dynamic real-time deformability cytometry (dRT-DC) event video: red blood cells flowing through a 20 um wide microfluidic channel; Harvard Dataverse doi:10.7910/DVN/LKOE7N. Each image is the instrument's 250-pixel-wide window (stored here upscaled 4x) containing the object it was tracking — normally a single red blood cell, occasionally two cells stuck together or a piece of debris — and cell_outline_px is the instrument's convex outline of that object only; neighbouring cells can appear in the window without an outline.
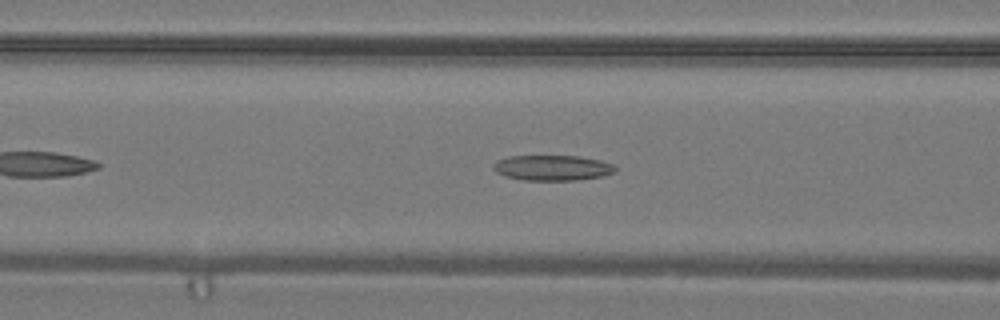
{"species": "common noctule bat (a hibernating species)", "species_latin": "Nyctalus noctula", "temperature_condition": "warm", "stored_images_in_passage": 29, "camera_frame_rate_fps": 3000, "um_per_image_px": 0.085, "animal": {"sex": "male", "body_mass_g": 19.2, "forearm_length_mm": 51.8}, "frame": {"image": 1, "passage_image": 5, "time_ms": 1.333, "image_size_px": [1000, 320], "cell_outline_px": [[616, 172], [604, 176], [576, 180], [520, 180], [504, 176], [496, 172], [492, 168], [492, 164], [496, 160], [508, 156], [576, 156], [600, 160], [612, 164], [616, 168]], "centroid_in_image_um": [46.91, 14.27], "position_along_channel_um": 119.7, "area_um2": 18.21}}
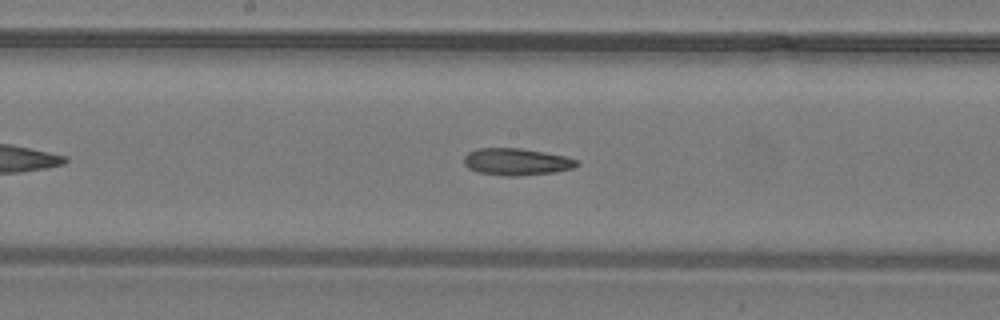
{"frame": {"image": 2, "passage_image": 10, "time_ms": 3.0, "image_size_px": [1000, 320], "cell_outline_px": [[580, 164], [572, 168], [556, 172], [516, 176], [504, 176], [476, 172], [468, 168], [464, 164], [464, 156], [468, 152], [476, 148], [520, 148], [544, 152], [564, 156], [576, 160]], "centroid_in_image_um": [43.86, 13.75], "position_along_channel_um": 204.3, "area_um2": 17.8}}
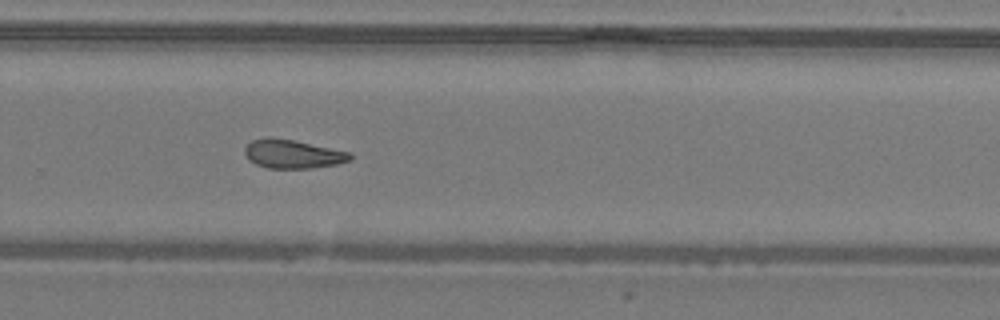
{"frame": {"image": 3, "passage_image": 16, "time_ms": 5.0, "image_size_px": [1000, 320], "cell_outline_px": [[352, 160], [336, 164], [312, 168], [268, 168], [256, 164], [248, 160], [244, 152], [244, 148], [252, 140], [268, 136], [292, 140], [348, 152], [352, 156]], "centroid_in_image_um": [24.83, 13.09], "position_along_channel_um": 305.0, "area_um2": 17.46}}